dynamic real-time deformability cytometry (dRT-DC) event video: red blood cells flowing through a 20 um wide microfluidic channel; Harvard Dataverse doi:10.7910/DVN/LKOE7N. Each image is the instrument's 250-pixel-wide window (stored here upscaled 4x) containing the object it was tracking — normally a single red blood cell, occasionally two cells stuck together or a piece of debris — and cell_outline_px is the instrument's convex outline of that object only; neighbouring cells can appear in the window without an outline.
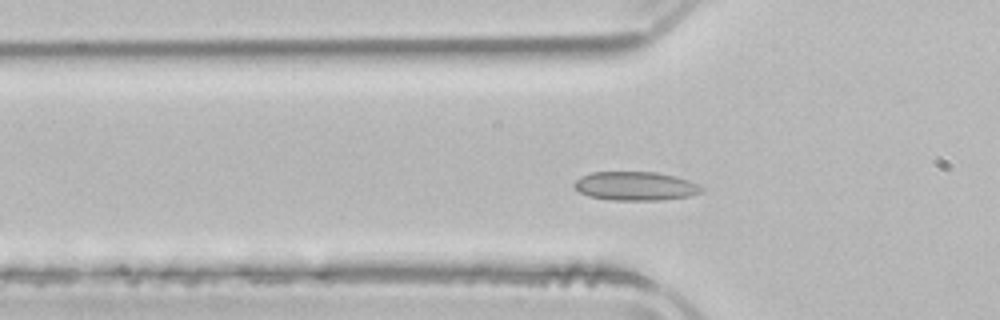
{"species": "common noctule bat (a hibernating species)", "species_latin": "Nyctalus noctula", "temperature_condition": "room temperature", "stored_images_in_passage": 32, "camera_frame_rate_fps": 3000, "um_per_image_px": 0.085, "animal": {"sex": "male", "body_mass_g": 21.5, "forearm_length_mm": 52.0}, "frame": {"image": 1, "passage_image": 3, "time_ms": 0.667, "image_size_px": [1000, 320], "cell_outline_px": [[704, 192], [688, 196], [660, 200], [612, 200], [588, 196], [580, 192], [572, 184], [580, 176], [592, 172], [656, 172], [676, 176], [688, 180], [704, 188]], "centroid_in_image_um": [54.01, 15.81], "position_along_channel_um": 71.8, "area_um2": 21.39}}
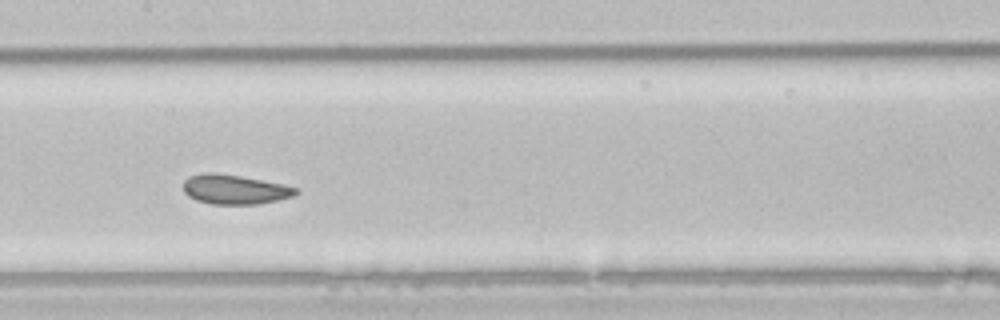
{"frame": {"image": 2, "passage_image": 12, "time_ms": 3.667, "image_size_px": [1000, 320], "cell_outline_px": [[300, 192], [292, 196], [276, 200], [256, 204], [212, 204], [196, 200], [188, 196], [184, 192], [184, 180], [188, 176], [204, 172], [212, 172], [240, 176], [284, 184], [300, 188]], "centroid_in_image_um": [19.95, 16.09], "position_along_channel_um": 187.5, "area_um2": 19.42}}
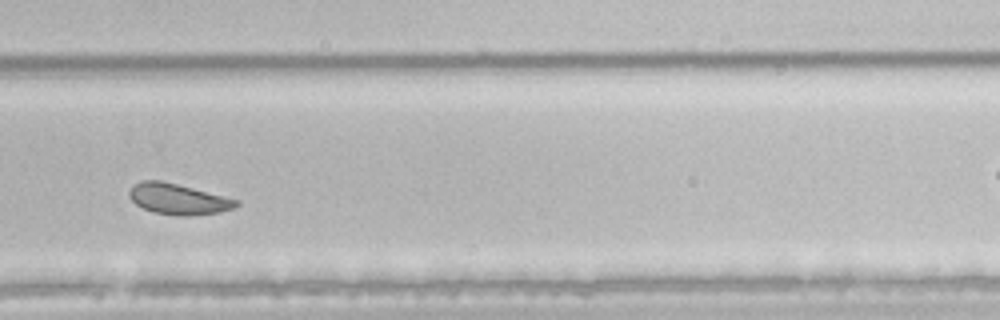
{"frame": {"image": 3, "passage_image": 22, "time_ms": 7.0, "image_size_px": [1000, 320], "cell_outline_px": [[240, 204], [236, 208], [220, 212], [184, 216], [152, 212], [136, 204], [128, 196], [128, 192], [132, 184], [144, 180], [160, 180], [240, 200]], "centroid_in_image_um": [15.14, 16.92], "position_along_channel_um": 314.7, "area_um2": 19.13}, "authors_computed_cell_mechanics": {"area_um2": 19.4786, "velocity_mm_per_s": 3.8342, "shape_relaxation_time_tau1_ms": 5.1658, "shape_relaxation_time_tau2_ms": null, "deformation_change_tau1": 0.0824, "deformation_change_tau2": null}}